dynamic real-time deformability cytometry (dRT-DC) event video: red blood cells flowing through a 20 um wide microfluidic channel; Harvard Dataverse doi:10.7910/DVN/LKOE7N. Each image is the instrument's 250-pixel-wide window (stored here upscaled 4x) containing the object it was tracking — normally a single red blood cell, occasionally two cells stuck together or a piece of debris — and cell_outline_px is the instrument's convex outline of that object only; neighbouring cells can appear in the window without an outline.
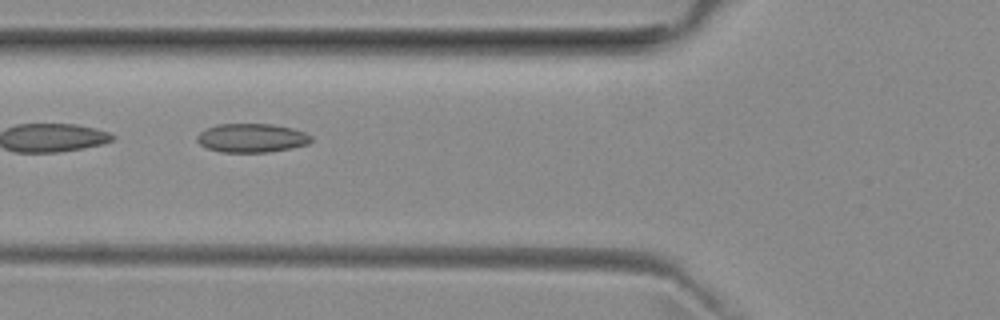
{"species": "common noctule bat (a hibernating species)", "species_latin": "Nyctalus noctula", "temperature_condition": "room temperature", "stored_images_in_passage": 15, "camera_frame_rate_fps": 3000, "um_per_image_px": 0.085, "animal": {"sex": "female", "body_mass_g": 29.2, "forearm_length_mm": 56.3}, "frame": {"image": 1, "passage_image": 3, "time_ms": 0.667, "image_size_px": [1000, 320], "cell_outline_px": [[312, 140], [308, 144], [292, 148], [268, 152], [220, 152], [208, 148], [200, 144], [196, 140], [196, 136], [200, 132], [216, 124], [272, 124], [292, 128], [304, 132], [312, 136]], "centroid_in_image_um": [21.4, 11.73], "position_along_channel_um": 104.4, "area_um2": 19.19}}